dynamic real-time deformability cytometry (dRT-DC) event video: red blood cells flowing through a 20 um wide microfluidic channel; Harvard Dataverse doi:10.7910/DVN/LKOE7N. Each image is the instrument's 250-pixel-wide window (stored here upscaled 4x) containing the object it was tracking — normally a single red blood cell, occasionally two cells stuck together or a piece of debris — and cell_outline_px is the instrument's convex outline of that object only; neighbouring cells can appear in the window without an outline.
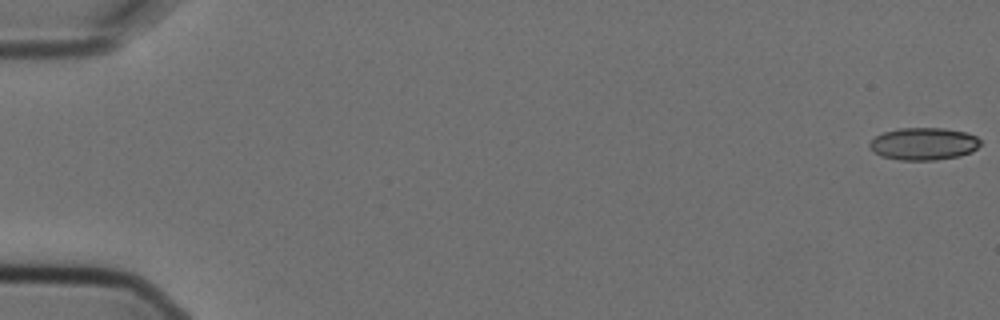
{"species": "Egyptian fruit bat (a non-hibernating species)", "species_latin": "Rousettus aegyptiacus", "temperature_condition": "cold", "stored_images_in_passage": 5, "camera_frame_rate_fps": 3000, "um_per_image_px": 0.085, "animal": {"sex": "female"}, "frame": {"image": 1, "passage_image": 1, "time_ms": 0.0, "image_size_px": [1000, 320], "cell_outline_px": [[980, 144], [972, 152], [960, 156], [936, 160], [900, 160], [880, 156], [872, 152], [868, 144], [876, 136], [884, 132], [900, 128], [944, 128], [964, 132], [976, 136], [980, 140]], "centroid_in_image_um": [78.49, 12.23], "position_along_channel_um": 6.5, "area_um2": 20.98}}